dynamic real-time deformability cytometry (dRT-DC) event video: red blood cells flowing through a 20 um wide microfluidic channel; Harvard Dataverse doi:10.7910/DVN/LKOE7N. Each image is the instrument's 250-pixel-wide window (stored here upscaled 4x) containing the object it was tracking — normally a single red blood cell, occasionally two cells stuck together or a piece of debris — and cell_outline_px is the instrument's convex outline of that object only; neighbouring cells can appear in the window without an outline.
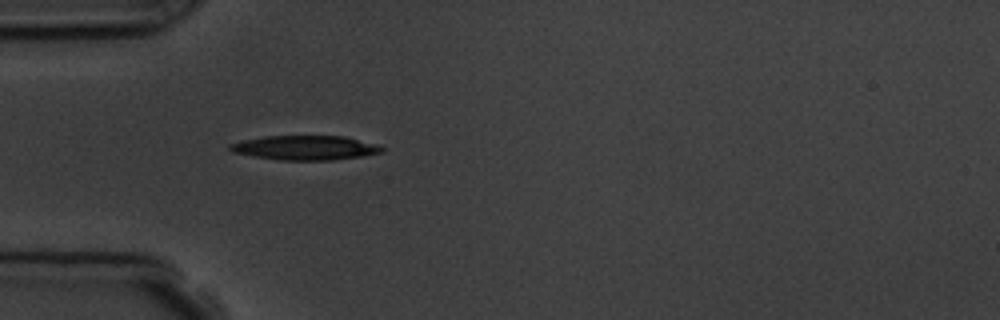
{"species": "common noctule bat (a hibernating species)", "species_latin": "Nyctalus noctula", "temperature_condition": "room temperature", "stored_images_in_passage": 6, "camera_frame_rate_fps": 3000, "um_per_image_px": 0.085, "animal": {"sex": "male", "body_mass_g": 19.5, "forearm_length_mm": 54.6}, "frame": {"image": 1, "passage_image": 6, "time_ms": 5.667, "image_size_px": [1000, 320], "cell_outline_px": [[384, 152], [364, 156], [332, 160], [280, 160], [252, 156], [232, 152], [228, 148], [228, 144], [240, 140], [264, 136], [344, 136], [376, 144], [384, 148]], "centroid_in_image_um": [25.91, 12.56], "position_along_channel_um": 59.1, "area_um2": 21.79}}